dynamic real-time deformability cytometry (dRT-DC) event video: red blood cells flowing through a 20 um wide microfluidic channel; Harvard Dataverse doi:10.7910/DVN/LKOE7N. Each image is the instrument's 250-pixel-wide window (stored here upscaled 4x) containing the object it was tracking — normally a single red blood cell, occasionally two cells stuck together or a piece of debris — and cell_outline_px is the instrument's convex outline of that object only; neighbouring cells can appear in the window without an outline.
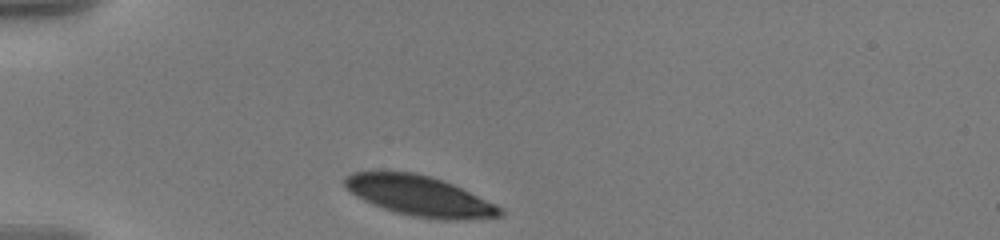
{"species": "human", "species_latin": "Homo sapiens", "temperature_condition": "warm", "stored_images_in_passage": 30, "camera_frame_rate_fps": 3000, "um_per_image_px": 0.085, "donor": {"sex": "male"}, "frame": {"image": 1, "passage_image": 1, "time_ms": 0.0, "image_size_px": [1000, 240], "cell_outline_px": [[504, 216], [460, 220], [440, 220], [412, 216], [396, 212], [372, 204], [356, 196], [344, 188], [344, 176], [352, 172], [416, 172], [432, 176], [444, 180], [496, 204], [504, 208]], "centroid_in_image_um": [35.68, 16.65], "position_along_channel_um": 49.3, "area_um2": 36.59}}
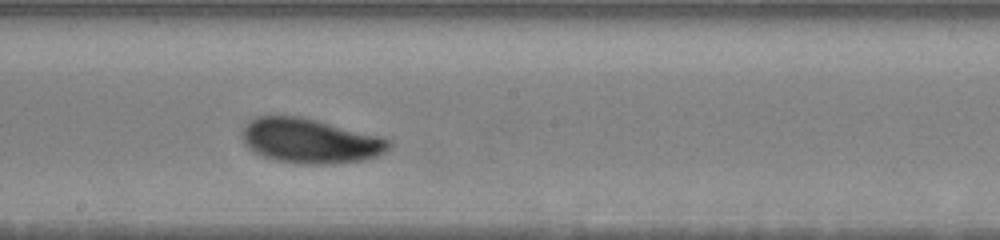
{"frame": {"image": 2, "passage_image": 13, "time_ms": 5.667, "image_size_px": [1000, 240], "cell_outline_px": [[392, 144], [380, 156], [364, 160], [332, 164], [296, 164], [276, 160], [252, 152], [244, 144], [240, 136], [240, 132], [244, 124], [248, 120], [256, 116], [300, 116], [380, 136], [392, 140]], "centroid_in_image_um": [26.32, 11.98], "position_along_channel_um": 221.9, "area_um2": 38.73}}
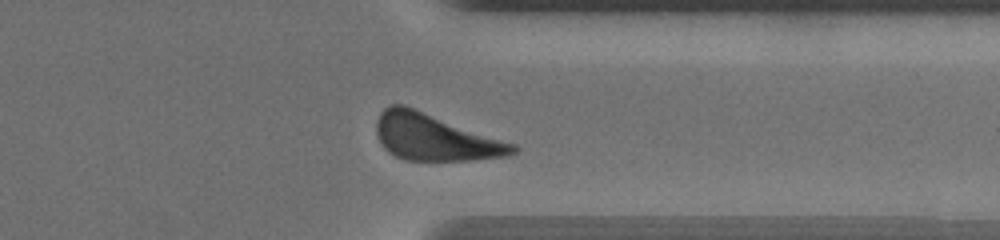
{"frame": {"image": 3, "passage_image": 26, "time_ms": 10.0, "image_size_px": [1000, 240], "cell_outline_px": [[520, 148], [512, 156], [472, 160], [404, 160], [388, 152], [384, 148], [376, 132], [376, 120], [380, 112], [384, 108], [392, 104], [404, 104], [516, 144]], "centroid_in_image_um": [36.99, 11.67], "position_along_channel_um": 374.4, "area_um2": 37.28}, "authors_computed_cell_mechanics": {"area_um2": 37.7145, "velocity_mm_per_s": 3.5215, "shape_relaxation_time_tau1_ms": 2.045, "shape_relaxation_time_tau2_ms": null, "deformation_change_tau1": 0.131, "deformation_change_tau2": null}}